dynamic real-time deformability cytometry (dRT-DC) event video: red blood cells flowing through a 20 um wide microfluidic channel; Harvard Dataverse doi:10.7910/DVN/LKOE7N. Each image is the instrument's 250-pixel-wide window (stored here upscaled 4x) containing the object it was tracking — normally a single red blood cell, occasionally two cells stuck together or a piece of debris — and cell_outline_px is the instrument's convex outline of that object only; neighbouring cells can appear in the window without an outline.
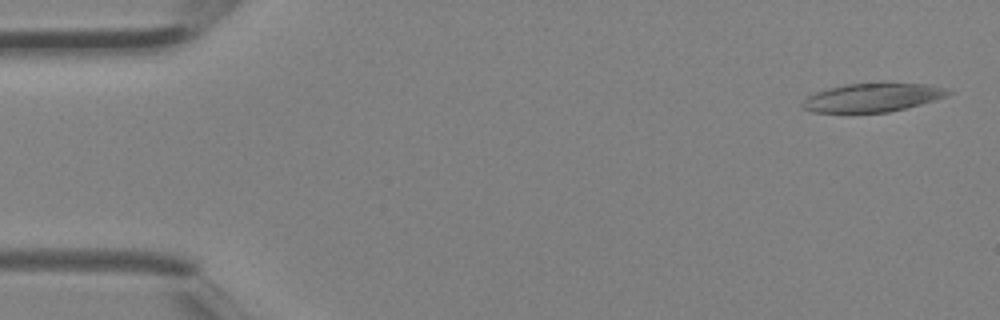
{"species": "Egyptian fruit bat (a non-hibernating species)", "species_latin": "Rousettus aegyptiacus", "temperature_condition": "room temperature", "stored_images_in_passage": 4, "camera_frame_rate_fps": 3000, "um_per_image_px": 0.085, "animal": {"sex": "female"}, "frame": {"image": 1, "passage_image": 1, "time_ms": 0.0, "image_size_px": [1000, 320], "cell_outline_px": [[956, 92], [948, 96], [920, 104], [888, 112], [812, 112], [804, 108], [804, 100], [808, 96], [816, 92], [828, 88], [848, 84], [924, 84], [944, 88]], "centroid_in_image_um": [74.19, 8.3], "position_along_channel_um": 10.8, "area_um2": 23.64}}
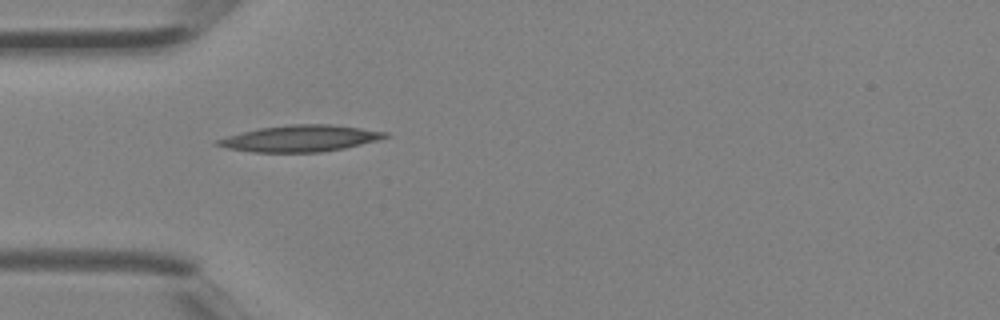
{"frame": {"image": 2, "passage_image": 4, "time_ms": 1.0, "image_size_px": [1000, 320], "cell_outline_px": [[388, 136], [376, 140], [344, 148], [320, 152], [252, 152], [228, 148], [216, 144], [216, 140], [228, 136], [260, 128], [288, 124], [328, 124], [360, 128], [388, 132]], "centroid_in_image_um": [25.52, 11.76], "position_along_channel_um": 59.5, "area_um2": 25.37}}